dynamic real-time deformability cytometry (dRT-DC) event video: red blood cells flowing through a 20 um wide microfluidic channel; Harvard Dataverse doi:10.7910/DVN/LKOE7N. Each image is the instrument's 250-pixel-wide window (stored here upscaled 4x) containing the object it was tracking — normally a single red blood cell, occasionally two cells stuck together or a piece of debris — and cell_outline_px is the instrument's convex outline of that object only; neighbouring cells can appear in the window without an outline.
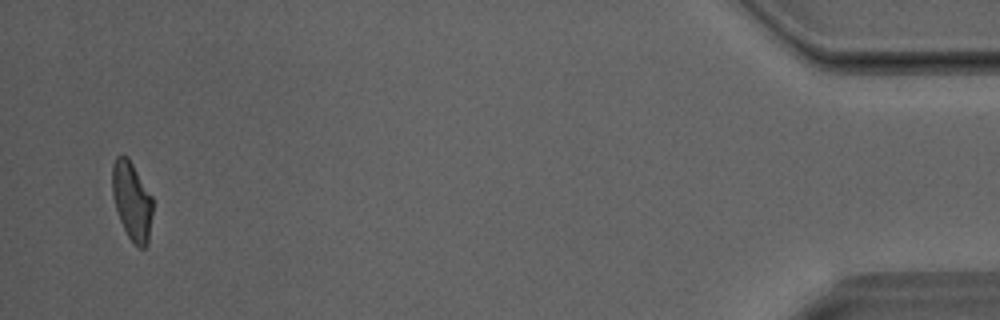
{"species": "Egyptian fruit bat (a non-hibernating species)", "species_latin": "Rousettus aegyptiacus", "temperature_condition": "room temperature", "stored_images_in_passage": 38, "camera_frame_rate_fps": 3000, "um_per_image_px": 0.085, "animal": {"sex": "male"}, "frame": {"image": 1, "passage_image": 38, "time_ms": 12.333, "image_size_px": [1000, 320], "cell_outline_px": [[152, 212], [148, 244], [144, 248], [140, 248], [128, 236], [120, 220], [116, 208], [112, 192], [112, 164], [116, 156], [128, 156], [152, 196]], "centroid_in_image_um": [11.21, 17.05], "position_along_channel_um": 424.0, "area_um2": 18.32}}